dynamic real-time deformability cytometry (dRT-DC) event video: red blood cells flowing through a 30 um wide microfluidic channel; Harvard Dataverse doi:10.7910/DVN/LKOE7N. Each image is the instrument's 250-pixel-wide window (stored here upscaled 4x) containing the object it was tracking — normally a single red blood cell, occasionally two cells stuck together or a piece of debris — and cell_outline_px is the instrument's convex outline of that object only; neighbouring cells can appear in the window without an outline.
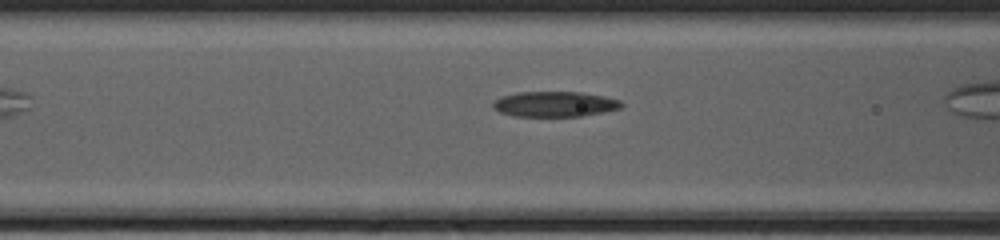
{"species": "common noctule bat (a hibernating species)", "species_latin": "Nyctalus noctula", "temperature_condition": "cold", "stored_images_in_passage": 27, "camera_frame_rate_fps": 3000, "um_per_image_px": 0.085, "animal": {"sex": "female", "body_mass_g": 20.0, "forearm_length_mm": 54.0}, "frame": {"image": 1, "passage_image": 7, "time_ms": 2.0, "image_size_px": [1000, 240], "cell_outline_px": [[624, 104], [620, 108], [604, 112], [584, 116], [512, 116], [500, 112], [492, 108], [492, 104], [496, 100], [504, 96], [520, 92], [580, 92], [604, 96], [620, 100]], "centroid_in_image_um": [47.18, 8.85], "position_along_channel_um": 119.4, "area_um2": 18.9}}
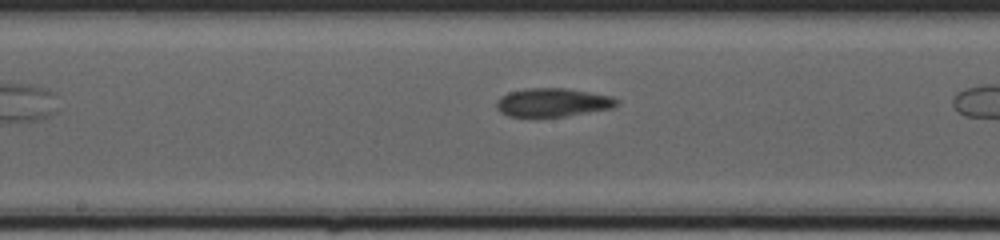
{"frame": {"image": 2, "passage_image": 13, "time_ms": 4.0, "image_size_px": [1000, 240], "cell_outline_px": [[620, 104], [612, 108], [564, 116], [508, 116], [500, 112], [496, 108], [496, 100], [500, 96], [508, 92], [528, 88], [564, 88], [612, 96], [620, 100]], "centroid_in_image_um": [46.97, 8.7], "position_along_channel_um": 201.2, "area_um2": 19.94}}
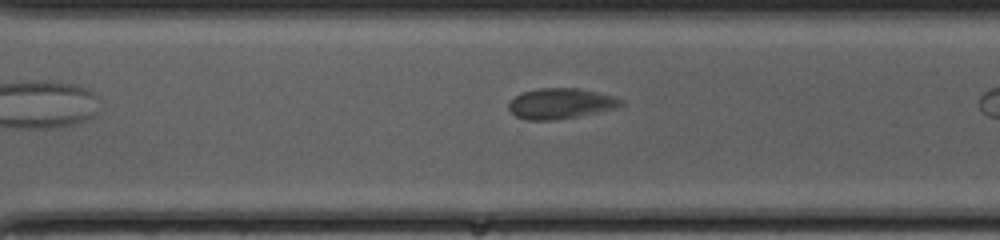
{"frame": {"image": 3, "passage_image": 22, "time_ms": 7.0, "image_size_px": [1000, 240], "cell_outline_px": [[624, 104], [616, 108], [580, 116], [556, 120], [524, 120], [516, 116], [508, 108], [508, 104], [520, 92], [540, 88], [576, 88], [596, 92], [612, 96], [624, 100]], "centroid_in_image_um": [47.64, 8.81], "position_along_channel_um": 323.0, "area_um2": 20.0}}